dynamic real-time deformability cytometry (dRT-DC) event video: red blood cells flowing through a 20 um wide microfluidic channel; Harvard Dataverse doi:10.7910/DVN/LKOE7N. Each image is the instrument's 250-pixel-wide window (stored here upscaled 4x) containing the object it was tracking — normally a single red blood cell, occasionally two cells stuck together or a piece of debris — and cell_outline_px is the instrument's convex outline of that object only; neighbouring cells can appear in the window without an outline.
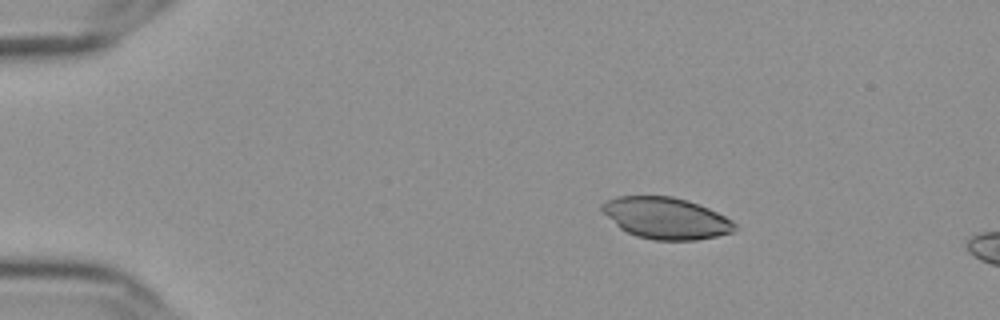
{"species": "Egyptian fruit bat (a non-hibernating species)", "species_latin": "Rousettus aegyptiacus", "temperature_condition": "cold", "stored_images_in_passage": 16, "camera_frame_rate_fps": 3000, "um_per_image_px": 0.085, "frame": {"image": 1, "passage_image": 10, "time_ms": 3.0, "image_size_px": [1000, 320], "cell_outline_px": [[736, 228], [732, 232], [716, 236], [696, 240], [652, 240], [636, 236], [620, 228], [600, 208], [604, 200], [616, 196], [672, 196], [688, 200], [708, 208], [732, 220], [736, 224]], "centroid_in_image_um": [56.6, 18.53], "position_along_channel_um": 28.4, "area_um2": 31.96}}